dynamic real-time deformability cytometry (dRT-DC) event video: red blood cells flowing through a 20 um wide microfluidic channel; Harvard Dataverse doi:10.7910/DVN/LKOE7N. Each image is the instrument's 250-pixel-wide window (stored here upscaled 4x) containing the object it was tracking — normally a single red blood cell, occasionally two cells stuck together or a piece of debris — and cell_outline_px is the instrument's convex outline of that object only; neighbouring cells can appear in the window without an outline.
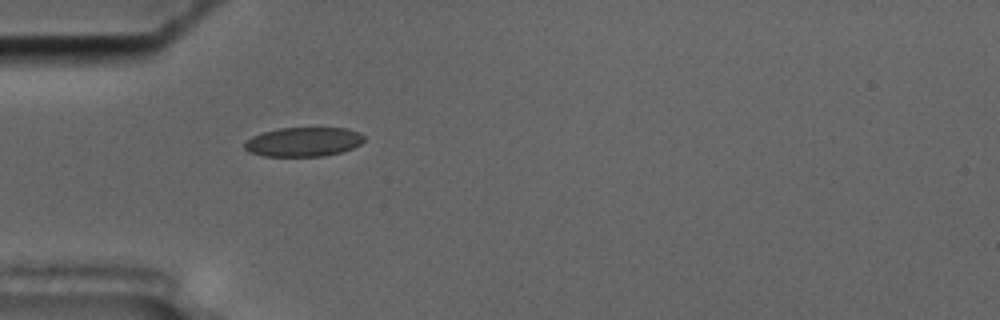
{"species": "common noctule bat (a hibernating species)", "species_latin": "Nyctalus noctula", "temperature_condition": "cold", "stored_images_in_passage": 37, "camera_frame_rate_fps": 3000, "um_per_image_px": 0.085, "animal": {"sex": "male", "body_mass_g": 17.5, "forearm_length_mm": 52.3}, "frame": {"image": 1, "passage_image": 1, "time_ms": 0.0, "image_size_px": [1000, 320], "cell_outline_px": [[364, 140], [360, 144], [352, 148], [340, 152], [324, 156], [264, 156], [248, 152], [244, 148], [244, 144], [252, 136], [264, 132], [280, 128], [348, 128], [360, 132], [364, 136]], "centroid_in_image_um": [25.8, 12.06], "position_along_channel_um": 59.2, "area_um2": 20.35}}
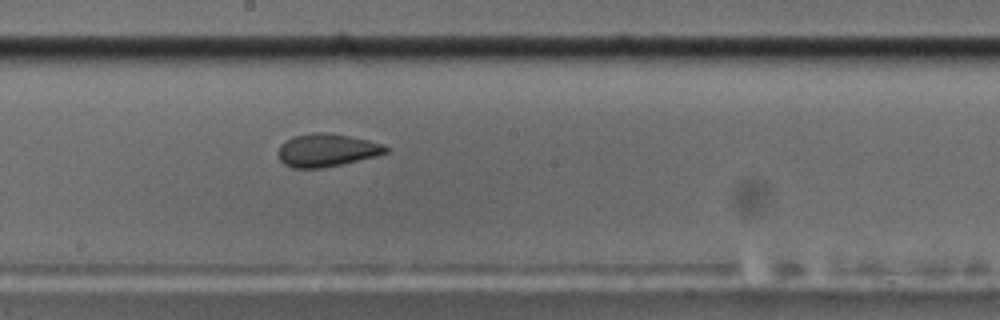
{"frame": {"image": 2, "passage_image": 15, "time_ms": 4.667, "image_size_px": [1000, 320], "cell_outline_px": [[388, 152], [376, 156], [324, 168], [292, 168], [284, 164], [280, 160], [276, 152], [280, 144], [292, 136], [312, 132], [324, 132], [348, 136], [368, 140], [380, 144], [388, 148]], "centroid_in_image_um": [27.7, 12.77], "position_along_channel_um": 220.5, "area_um2": 20.69}}
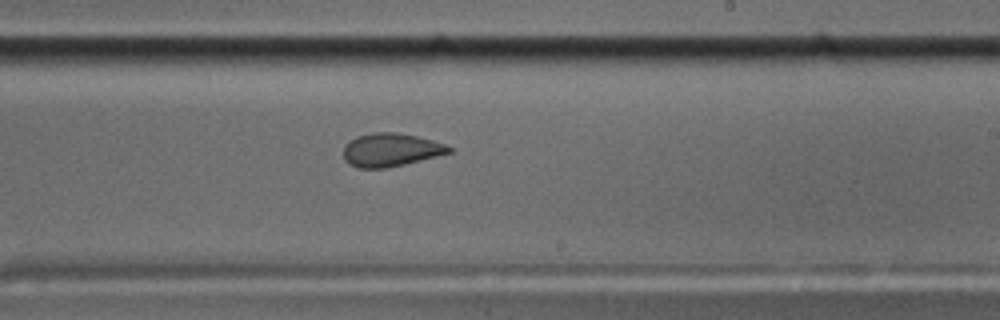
{"frame": {"image": 3, "passage_image": 18, "time_ms": 5.667, "image_size_px": [1000, 320], "cell_outline_px": [[452, 152], [388, 168], [360, 168], [348, 164], [344, 160], [344, 144], [348, 140], [356, 136], [372, 132], [396, 132], [416, 136], [432, 140], [444, 144], [452, 148]], "centroid_in_image_um": [33.16, 12.73], "position_along_channel_um": 255.8, "area_um2": 20.52}, "authors_computed_cell_mechanics": {"area_um2": 20.6346, "velocity_mm_per_s": 3.543, "shape_relaxation_time_tau1_ms": null, "shape_relaxation_time_tau2_ms": 1.4435, "deformation_change_tau1": null, "deformation_change_tau2": 0.0633}}